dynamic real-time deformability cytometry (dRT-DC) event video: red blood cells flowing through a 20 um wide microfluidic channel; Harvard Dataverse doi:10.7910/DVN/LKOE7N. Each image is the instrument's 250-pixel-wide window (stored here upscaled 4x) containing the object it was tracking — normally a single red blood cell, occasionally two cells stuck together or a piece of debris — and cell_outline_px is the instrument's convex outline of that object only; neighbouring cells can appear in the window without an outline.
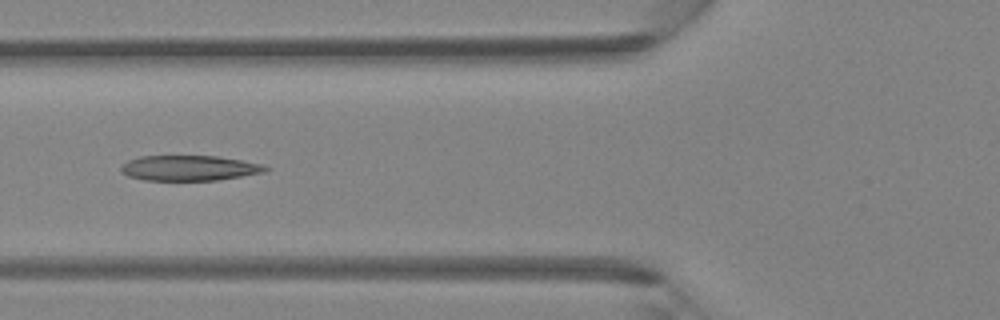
{"species": "Egyptian fruit bat (a non-hibernating species)", "species_latin": "Rousettus aegyptiacus", "temperature_condition": "room temperature", "stored_images_in_passage": 6, "camera_frame_rate_fps": 3000, "um_per_image_px": 0.085, "animal": {"sex": "female"}, "frame": {"image": 1, "passage_image": 5, "time_ms": 1.333, "image_size_px": [1000, 320], "cell_outline_px": [[272, 168], [264, 172], [216, 180], [144, 180], [128, 176], [120, 172], [120, 168], [128, 160], [140, 156], [216, 156], [240, 160], [260, 164]], "centroid_in_image_um": [16.05, 14.28], "position_along_channel_um": 109.7, "area_um2": 21.1}}
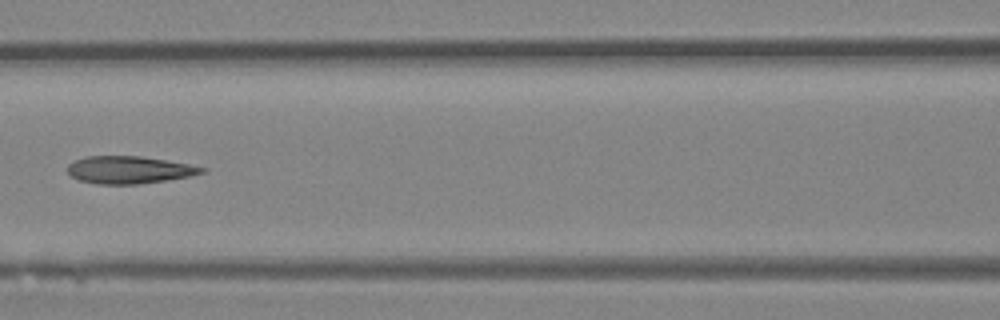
{"frame": {"image": 2, "passage_image": 6, "time_ms": 1.667, "image_size_px": [1000, 320], "cell_outline_px": [[208, 168], [204, 172], [188, 176], [164, 180], [136, 184], [96, 184], [80, 180], [72, 176], [68, 172], [68, 164], [84, 156], [140, 156], [188, 164]], "centroid_in_image_um": [10.95, 14.43], "position_along_channel_um": 155.7, "area_um2": 21.15}}